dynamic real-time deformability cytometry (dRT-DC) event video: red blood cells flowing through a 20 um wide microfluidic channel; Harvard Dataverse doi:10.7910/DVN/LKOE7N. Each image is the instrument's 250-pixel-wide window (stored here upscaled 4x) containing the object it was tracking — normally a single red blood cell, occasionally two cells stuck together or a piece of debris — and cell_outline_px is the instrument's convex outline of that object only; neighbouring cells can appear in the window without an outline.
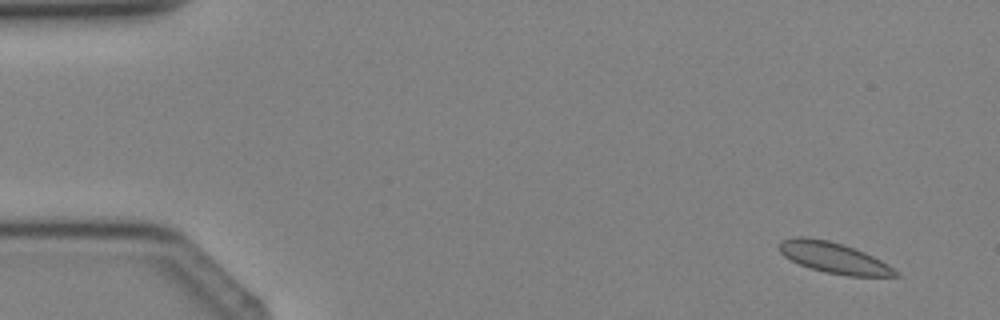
{"species": "Egyptian fruit bat (a non-hibernating species)", "species_latin": "Rousettus aegyptiacus", "temperature_condition": "cold", "stored_images_in_passage": 3, "camera_frame_rate_fps": 3000, "um_per_image_px": 0.085, "animal": {"sex": "female"}, "frame": {"image": 1, "passage_image": 1, "time_ms": 0.0, "image_size_px": [1000, 320], "cell_outline_px": [[900, 276], [848, 276], [824, 272], [800, 264], [784, 256], [780, 252], [780, 240], [796, 236], [804, 236], [828, 240], [864, 252], [888, 264]], "centroid_in_image_um": [70.84, 21.9], "position_along_channel_um": 14.2, "area_um2": 20.52}}